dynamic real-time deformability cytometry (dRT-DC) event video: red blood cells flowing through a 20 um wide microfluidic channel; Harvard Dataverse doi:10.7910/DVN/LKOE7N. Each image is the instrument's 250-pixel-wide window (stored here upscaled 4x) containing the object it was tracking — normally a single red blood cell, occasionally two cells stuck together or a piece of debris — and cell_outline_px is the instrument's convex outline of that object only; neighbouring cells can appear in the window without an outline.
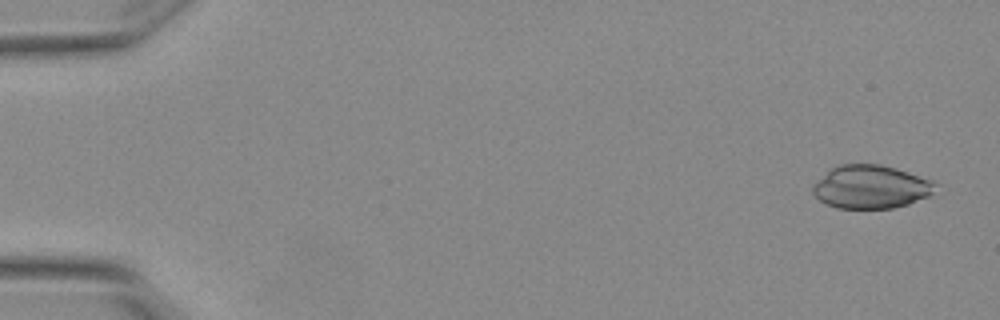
{"species": "Egyptian fruit bat (a non-hibernating species)", "species_latin": "Rousettus aegyptiacus", "temperature_condition": "warm", "stored_images_in_passage": 4, "camera_frame_rate_fps": 3000, "um_per_image_px": 0.085, "animal": {"sex": "female"}, "frame": {"image": 1, "passage_image": 1, "time_ms": 0.0, "image_size_px": [1000, 320], "cell_outline_px": [[936, 184], [932, 192], [928, 196], [908, 204], [892, 208], [836, 208], [820, 200], [812, 192], [812, 184], [828, 168], [840, 164], [880, 164], [896, 168], [932, 180]], "centroid_in_image_um": [73.97, 15.87], "position_along_channel_um": 11.0, "area_um2": 30.98}}
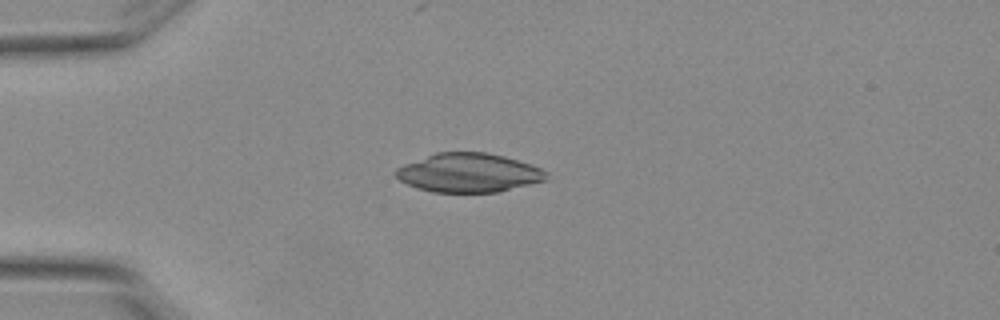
{"frame": {"image": 2, "passage_image": 4, "time_ms": 1.0, "image_size_px": [1000, 320], "cell_outline_px": [[548, 180], [496, 192], [432, 192], [416, 188], [400, 180], [392, 172], [396, 168], [404, 164], [436, 152], [488, 152], [504, 156], [540, 168], [548, 172]], "centroid_in_image_um": [39.82, 14.68], "position_along_channel_um": 45.2, "area_um2": 34.16}}